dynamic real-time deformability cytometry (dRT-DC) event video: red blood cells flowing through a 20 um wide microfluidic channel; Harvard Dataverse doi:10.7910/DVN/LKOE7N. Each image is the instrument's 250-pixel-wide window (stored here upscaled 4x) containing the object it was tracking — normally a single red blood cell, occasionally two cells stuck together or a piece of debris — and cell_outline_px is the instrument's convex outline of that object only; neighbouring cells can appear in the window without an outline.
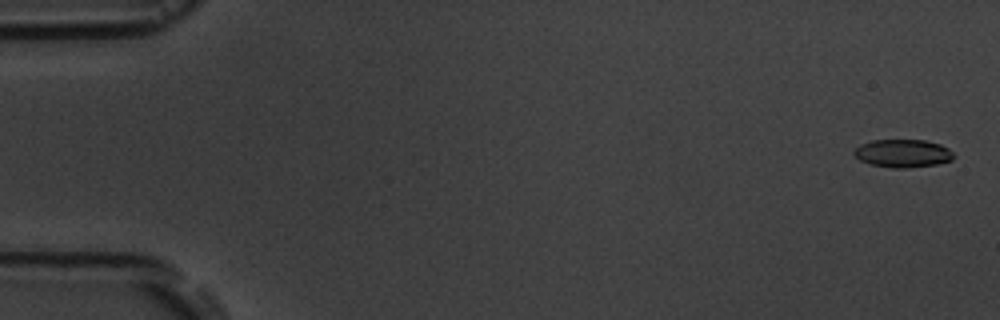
{"species": "common noctule bat (a hibernating species)", "species_latin": "Nyctalus noctula", "temperature_condition": "room temperature", "stored_images_in_passage": 5, "camera_frame_rate_fps": 3000, "um_per_image_px": 0.085, "animal": {"sex": "male", "body_mass_g": 19.5, "forearm_length_mm": 54.6}, "frame": {"image": 1, "passage_image": 1, "time_ms": 0.0, "image_size_px": [1000, 320], "cell_outline_px": [[956, 156], [952, 160], [936, 164], [908, 168], [892, 168], [872, 164], [860, 160], [852, 152], [860, 144], [872, 140], [924, 140], [940, 144], [948, 148]], "centroid_in_image_um": [76.75, 13.03], "position_along_channel_um": 8.2, "area_um2": 16.24}}
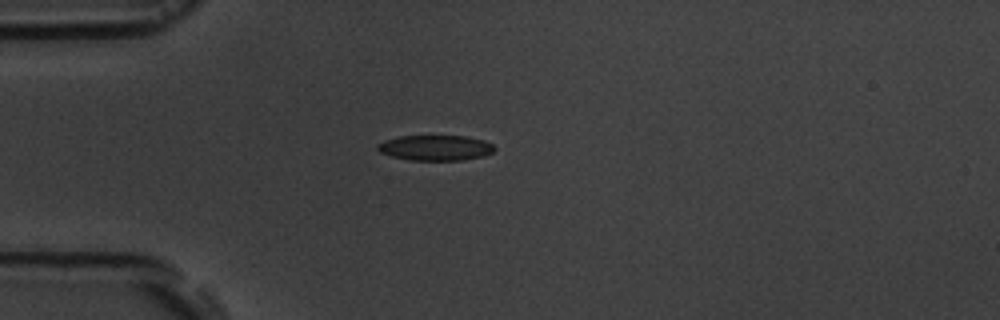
{"frame": {"image": 2, "passage_image": 5, "time_ms": 4.667, "image_size_px": [1000, 320], "cell_outline_px": [[496, 148], [492, 152], [484, 156], [460, 160], [408, 160], [392, 156], [380, 152], [376, 148], [376, 144], [384, 140], [400, 136], [464, 136], [484, 140], [492, 144]], "centroid_in_image_um": [36.99, 12.56], "position_along_channel_um": 48.0, "area_um2": 17.28}}